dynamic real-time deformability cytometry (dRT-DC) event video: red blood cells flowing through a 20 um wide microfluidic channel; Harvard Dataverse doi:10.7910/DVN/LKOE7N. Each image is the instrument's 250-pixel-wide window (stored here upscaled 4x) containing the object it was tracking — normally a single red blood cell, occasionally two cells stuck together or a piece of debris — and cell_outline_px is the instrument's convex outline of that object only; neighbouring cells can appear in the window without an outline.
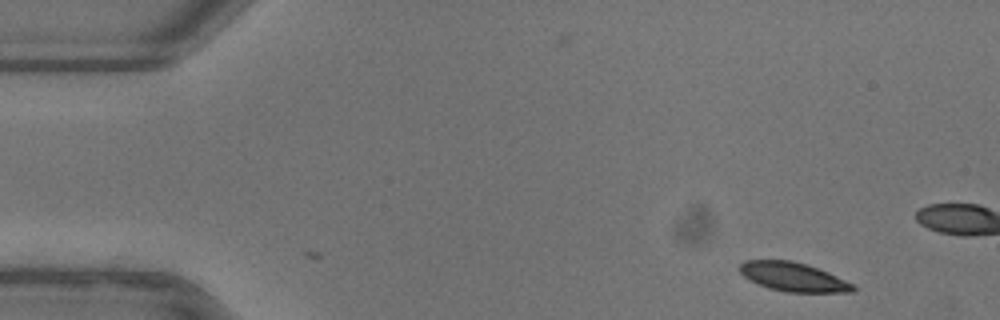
{"species": "common noctule bat (a hibernating species)", "species_latin": "Nyctalus noctula", "temperature_condition": "warm", "stored_images_in_passage": 2, "camera_frame_rate_fps": 3000, "um_per_image_px": 0.085, "animal": {"sex": "female"}, "frame": {"image": 1, "passage_image": 2, "time_ms": 0.333, "image_size_px": [1000, 320], "cell_outline_px": [[856, 288], [852, 292], [788, 292], [768, 288], [744, 276], [740, 272], [740, 264], [744, 260], [792, 260], [808, 264], [828, 272], [856, 284]], "centroid_in_image_um": [67.48, 23.53], "position_along_channel_um": 17.5, "area_um2": 19.13}}